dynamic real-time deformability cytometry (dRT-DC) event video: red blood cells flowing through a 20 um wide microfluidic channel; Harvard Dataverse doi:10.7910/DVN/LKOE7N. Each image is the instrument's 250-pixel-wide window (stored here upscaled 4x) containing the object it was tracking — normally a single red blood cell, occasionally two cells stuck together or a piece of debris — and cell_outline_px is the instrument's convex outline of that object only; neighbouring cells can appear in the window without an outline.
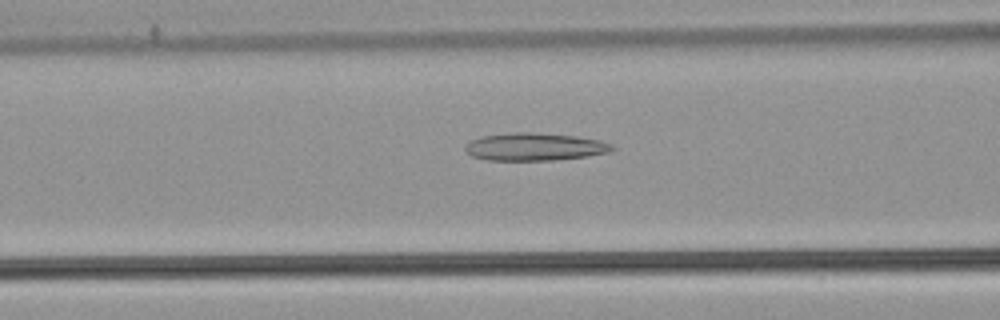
{"species": "common noctule bat (a hibernating species)", "species_latin": "Nyctalus noctula", "temperature_condition": "warm", "stored_images_in_passage": 52, "camera_frame_rate_fps": 3000, "um_per_image_px": 0.085, "animal": {"sex": "male", "body_mass_g": 21.5, "forearm_length_mm": 52.0}, "frame": {"image": 1, "passage_image": 21, "time_ms": 6.667, "image_size_px": [1000, 320], "cell_outline_px": [[616, 148], [608, 152], [588, 156], [552, 160], [488, 160], [472, 156], [464, 148], [472, 140], [480, 136], [516, 132], [528, 132], [576, 136], [600, 140], [612, 144]], "centroid_in_image_um": [45.47, 12.47], "position_along_channel_um": 121.1, "area_um2": 23.52}}
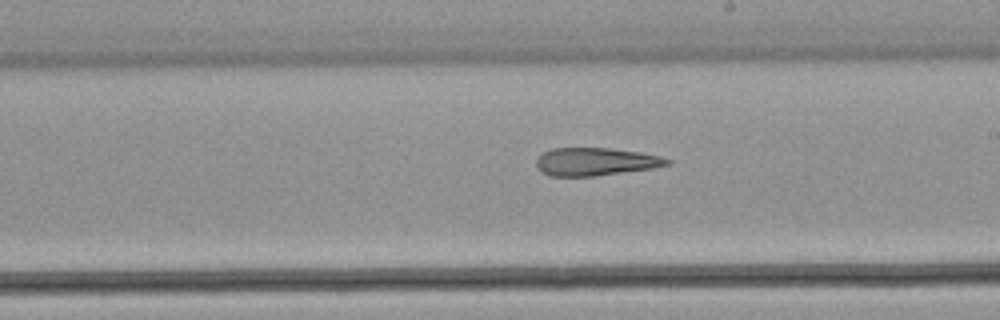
{"frame": {"image": 2, "passage_image": 30, "time_ms": 9.667, "image_size_px": [1000, 320], "cell_outline_px": [[672, 164], [652, 168], [592, 176], [548, 176], [540, 172], [536, 168], [536, 160], [544, 152], [552, 148], [612, 148], [640, 152], [660, 156], [672, 160]], "centroid_in_image_um": [50.61, 13.74], "position_along_channel_um": 238.4, "area_um2": 21.33}}
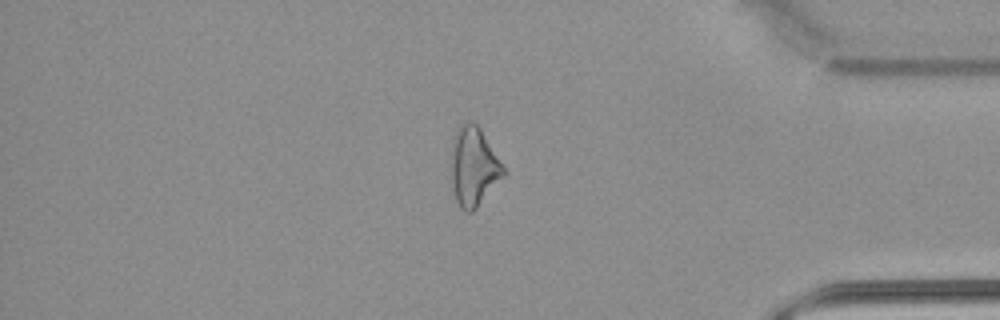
{"frame": {"image": 3, "passage_image": 44, "time_ms": 14.333, "image_size_px": [1000, 320], "cell_outline_px": [[508, 172], [476, 208], [472, 212], [468, 212], [460, 208], [456, 200], [452, 188], [452, 136], [460, 124], [468, 120], [472, 120], [480, 128]], "centroid_in_image_um": [40.27, 14.14], "position_along_channel_um": 394.9, "area_um2": 24.22}}